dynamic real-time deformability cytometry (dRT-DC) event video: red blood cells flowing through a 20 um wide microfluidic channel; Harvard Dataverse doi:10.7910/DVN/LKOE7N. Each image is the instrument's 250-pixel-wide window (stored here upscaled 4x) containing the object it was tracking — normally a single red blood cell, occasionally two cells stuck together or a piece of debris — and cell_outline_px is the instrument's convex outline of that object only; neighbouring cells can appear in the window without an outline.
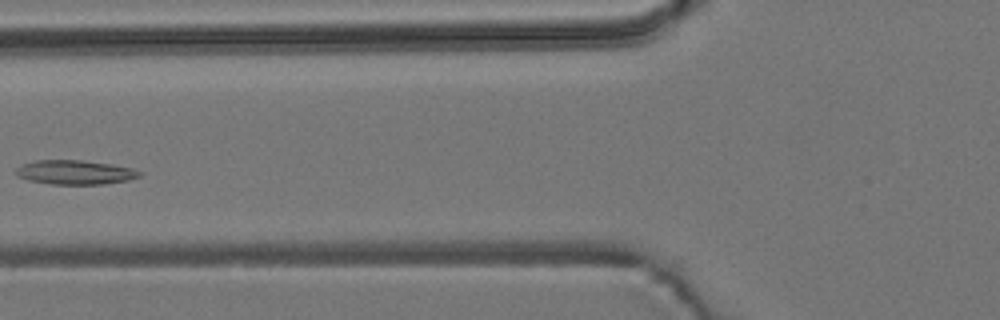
{"species": "common noctule bat (a hibernating species)", "species_latin": "Nyctalus noctula", "temperature_condition": "room temperature", "stored_images_in_passage": 7, "camera_frame_rate_fps": 3000, "um_per_image_px": 0.085, "animal": {"sex": "male", "body_mass_g": 19.2, "forearm_length_mm": 51.8}, "frame": {"image": 1, "passage_image": 6, "time_ms": 5.667, "image_size_px": [1000, 320], "cell_outline_px": [[144, 172], [140, 176], [128, 180], [104, 184], [52, 184], [28, 180], [16, 176], [16, 168], [20, 164], [36, 160], [80, 160], [112, 164], [132, 168]], "centroid_in_image_um": [6.37, 14.64], "position_along_channel_um": 119.4, "area_um2": 17.57}}
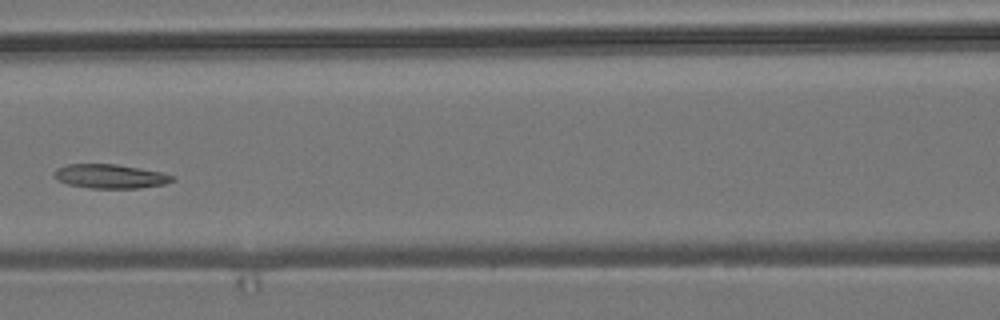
{"frame": {"image": 2, "passage_image": 7, "time_ms": 6.667, "image_size_px": [1000, 320], "cell_outline_px": [[176, 180], [164, 184], [140, 188], [88, 188], [68, 184], [56, 180], [52, 176], [56, 168], [68, 164], [116, 164], [140, 168], [160, 172], [176, 176]], "centroid_in_image_um": [9.36, 14.99], "position_along_channel_um": 157.2, "area_um2": 16.76}}